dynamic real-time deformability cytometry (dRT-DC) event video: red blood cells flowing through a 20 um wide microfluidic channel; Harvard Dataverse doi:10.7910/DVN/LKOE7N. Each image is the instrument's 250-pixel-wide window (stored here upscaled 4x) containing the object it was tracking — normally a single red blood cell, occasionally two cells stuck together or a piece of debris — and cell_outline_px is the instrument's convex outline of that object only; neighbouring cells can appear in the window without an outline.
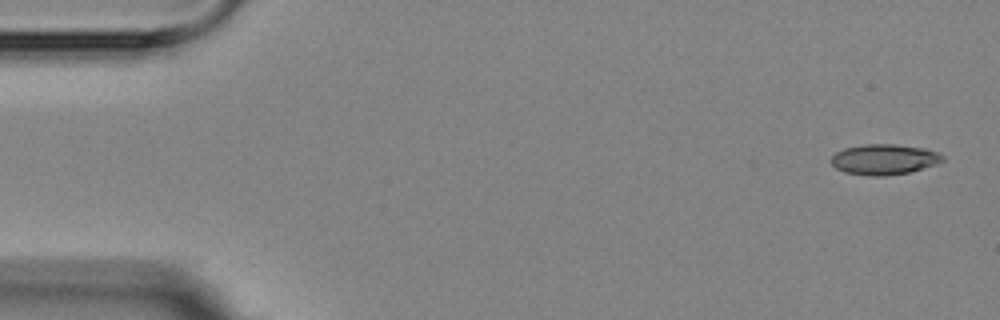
{"species": "Egyptian fruit bat (a non-hibernating species)", "species_latin": "Rousettus aegyptiacus", "temperature_condition": "room temperature", "stored_images_in_passage": 4, "camera_frame_rate_fps": 3000, "um_per_image_px": 0.085, "animal": {"sex": "female"}, "frame": {"image": 1, "passage_image": 1, "time_ms": 0.0, "image_size_px": [1000, 320], "cell_outline_px": [[944, 160], [936, 164], [908, 172], [884, 176], [868, 176], [844, 172], [836, 168], [832, 164], [832, 156], [836, 152], [844, 148], [864, 144], [896, 144], [924, 148], [936, 152], [944, 156]], "centroid_in_image_um": [75.13, 13.54], "position_along_channel_um": 9.9, "area_um2": 19.71}}